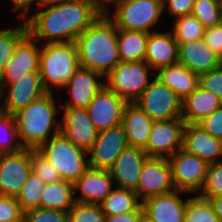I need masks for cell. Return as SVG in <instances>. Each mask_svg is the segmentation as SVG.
<instances>
[{
	"label": "cell",
	"mask_w": 222,
	"mask_h": 222,
	"mask_svg": "<svg viewBox=\"0 0 222 222\" xmlns=\"http://www.w3.org/2000/svg\"><path fill=\"white\" fill-rule=\"evenodd\" d=\"M37 151L57 170L62 180L72 184L89 168L88 152L74 145L62 133L50 138Z\"/></svg>",
	"instance_id": "5"
},
{
	"label": "cell",
	"mask_w": 222,
	"mask_h": 222,
	"mask_svg": "<svg viewBox=\"0 0 222 222\" xmlns=\"http://www.w3.org/2000/svg\"><path fill=\"white\" fill-rule=\"evenodd\" d=\"M68 222H105L100 204L76 202L67 212Z\"/></svg>",
	"instance_id": "37"
},
{
	"label": "cell",
	"mask_w": 222,
	"mask_h": 222,
	"mask_svg": "<svg viewBox=\"0 0 222 222\" xmlns=\"http://www.w3.org/2000/svg\"><path fill=\"white\" fill-rule=\"evenodd\" d=\"M127 146L126 134L121 124L99 131L96 141L88 151L89 167L109 170Z\"/></svg>",
	"instance_id": "14"
},
{
	"label": "cell",
	"mask_w": 222,
	"mask_h": 222,
	"mask_svg": "<svg viewBox=\"0 0 222 222\" xmlns=\"http://www.w3.org/2000/svg\"><path fill=\"white\" fill-rule=\"evenodd\" d=\"M27 33L26 22L15 28L0 30V75L13 57L16 45Z\"/></svg>",
	"instance_id": "33"
},
{
	"label": "cell",
	"mask_w": 222,
	"mask_h": 222,
	"mask_svg": "<svg viewBox=\"0 0 222 222\" xmlns=\"http://www.w3.org/2000/svg\"><path fill=\"white\" fill-rule=\"evenodd\" d=\"M10 2L13 5V11L15 12H20L21 14L18 15L20 16H28L29 9L33 3L36 2V0H10ZM23 11V12H21Z\"/></svg>",
	"instance_id": "47"
},
{
	"label": "cell",
	"mask_w": 222,
	"mask_h": 222,
	"mask_svg": "<svg viewBox=\"0 0 222 222\" xmlns=\"http://www.w3.org/2000/svg\"><path fill=\"white\" fill-rule=\"evenodd\" d=\"M184 193L188 192L175 190L144 200L143 214L154 222H184L189 200H182L181 195Z\"/></svg>",
	"instance_id": "20"
},
{
	"label": "cell",
	"mask_w": 222,
	"mask_h": 222,
	"mask_svg": "<svg viewBox=\"0 0 222 222\" xmlns=\"http://www.w3.org/2000/svg\"><path fill=\"white\" fill-rule=\"evenodd\" d=\"M113 183L109 170L89 167L73 183L74 200L80 203L100 204L111 193ZM77 190L81 193L80 197L75 196Z\"/></svg>",
	"instance_id": "21"
},
{
	"label": "cell",
	"mask_w": 222,
	"mask_h": 222,
	"mask_svg": "<svg viewBox=\"0 0 222 222\" xmlns=\"http://www.w3.org/2000/svg\"><path fill=\"white\" fill-rule=\"evenodd\" d=\"M168 161L176 190L198 194L205 182L209 164L184 149H179L168 158Z\"/></svg>",
	"instance_id": "10"
},
{
	"label": "cell",
	"mask_w": 222,
	"mask_h": 222,
	"mask_svg": "<svg viewBox=\"0 0 222 222\" xmlns=\"http://www.w3.org/2000/svg\"><path fill=\"white\" fill-rule=\"evenodd\" d=\"M36 42L29 33L18 42L13 57L0 75V85H8L25 73L39 72L41 48Z\"/></svg>",
	"instance_id": "16"
},
{
	"label": "cell",
	"mask_w": 222,
	"mask_h": 222,
	"mask_svg": "<svg viewBox=\"0 0 222 222\" xmlns=\"http://www.w3.org/2000/svg\"><path fill=\"white\" fill-rule=\"evenodd\" d=\"M191 15L206 28L220 25L222 20L221 2L217 0H195Z\"/></svg>",
	"instance_id": "34"
},
{
	"label": "cell",
	"mask_w": 222,
	"mask_h": 222,
	"mask_svg": "<svg viewBox=\"0 0 222 222\" xmlns=\"http://www.w3.org/2000/svg\"><path fill=\"white\" fill-rule=\"evenodd\" d=\"M185 121L182 118L154 121L144 150L149 157L169 158L183 146Z\"/></svg>",
	"instance_id": "12"
},
{
	"label": "cell",
	"mask_w": 222,
	"mask_h": 222,
	"mask_svg": "<svg viewBox=\"0 0 222 222\" xmlns=\"http://www.w3.org/2000/svg\"><path fill=\"white\" fill-rule=\"evenodd\" d=\"M92 1L103 13L108 10V4H115L118 0H90Z\"/></svg>",
	"instance_id": "49"
},
{
	"label": "cell",
	"mask_w": 222,
	"mask_h": 222,
	"mask_svg": "<svg viewBox=\"0 0 222 222\" xmlns=\"http://www.w3.org/2000/svg\"><path fill=\"white\" fill-rule=\"evenodd\" d=\"M126 104L124 99L104 85L86 110L95 127L101 131L121 124Z\"/></svg>",
	"instance_id": "17"
},
{
	"label": "cell",
	"mask_w": 222,
	"mask_h": 222,
	"mask_svg": "<svg viewBox=\"0 0 222 222\" xmlns=\"http://www.w3.org/2000/svg\"><path fill=\"white\" fill-rule=\"evenodd\" d=\"M175 190L168 158L149 157L143 165L135 190L140 201Z\"/></svg>",
	"instance_id": "11"
},
{
	"label": "cell",
	"mask_w": 222,
	"mask_h": 222,
	"mask_svg": "<svg viewBox=\"0 0 222 222\" xmlns=\"http://www.w3.org/2000/svg\"><path fill=\"white\" fill-rule=\"evenodd\" d=\"M105 216L121 215L132 211H143L142 202L135 191L116 187L100 203Z\"/></svg>",
	"instance_id": "29"
},
{
	"label": "cell",
	"mask_w": 222,
	"mask_h": 222,
	"mask_svg": "<svg viewBox=\"0 0 222 222\" xmlns=\"http://www.w3.org/2000/svg\"><path fill=\"white\" fill-rule=\"evenodd\" d=\"M120 61L144 60L147 53L148 33L117 29Z\"/></svg>",
	"instance_id": "28"
},
{
	"label": "cell",
	"mask_w": 222,
	"mask_h": 222,
	"mask_svg": "<svg viewBox=\"0 0 222 222\" xmlns=\"http://www.w3.org/2000/svg\"><path fill=\"white\" fill-rule=\"evenodd\" d=\"M74 203L73 184L60 180L45 186L41 194L40 207L68 212Z\"/></svg>",
	"instance_id": "30"
},
{
	"label": "cell",
	"mask_w": 222,
	"mask_h": 222,
	"mask_svg": "<svg viewBox=\"0 0 222 222\" xmlns=\"http://www.w3.org/2000/svg\"><path fill=\"white\" fill-rule=\"evenodd\" d=\"M153 122L136 103H127L121 125L125 131L128 146L145 150Z\"/></svg>",
	"instance_id": "25"
},
{
	"label": "cell",
	"mask_w": 222,
	"mask_h": 222,
	"mask_svg": "<svg viewBox=\"0 0 222 222\" xmlns=\"http://www.w3.org/2000/svg\"><path fill=\"white\" fill-rule=\"evenodd\" d=\"M182 149L197 155L208 164L222 161V158L219 159L222 157V140L211 136L198 124L186 123Z\"/></svg>",
	"instance_id": "22"
},
{
	"label": "cell",
	"mask_w": 222,
	"mask_h": 222,
	"mask_svg": "<svg viewBox=\"0 0 222 222\" xmlns=\"http://www.w3.org/2000/svg\"><path fill=\"white\" fill-rule=\"evenodd\" d=\"M151 67L145 60L133 62L120 61L105 76L107 87L127 103H134L149 86Z\"/></svg>",
	"instance_id": "7"
},
{
	"label": "cell",
	"mask_w": 222,
	"mask_h": 222,
	"mask_svg": "<svg viewBox=\"0 0 222 222\" xmlns=\"http://www.w3.org/2000/svg\"><path fill=\"white\" fill-rule=\"evenodd\" d=\"M197 124L211 136L222 140V105Z\"/></svg>",
	"instance_id": "43"
},
{
	"label": "cell",
	"mask_w": 222,
	"mask_h": 222,
	"mask_svg": "<svg viewBox=\"0 0 222 222\" xmlns=\"http://www.w3.org/2000/svg\"><path fill=\"white\" fill-rule=\"evenodd\" d=\"M222 194V161L209 164L206 179L198 196L210 199Z\"/></svg>",
	"instance_id": "38"
},
{
	"label": "cell",
	"mask_w": 222,
	"mask_h": 222,
	"mask_svg": "<svg viewBox=\"0 0 222 222\" xmlns=\"http://www.w3.org/2000/svg\"><path fill=\"white\" fill-rule=\"evenodd\" d=\"M22 148L23 146L19 141L16 130L14 116L0 111V154L14 153Z\"/></svg>",
	"instance_id": "36"
},
{
	"label": "cell",
	"mask_w": 222,
	"mask_h": 222,
	"mask_svg": "<svg viewBox=\"0 0 222 222\" xmlns=\"http://www.w3.org/2000/svg\"><path fill=\"white\" fill-rule=\"evenodd\" d=\"M79 67L75 42L46 43L41 47L39 74L47 92L62 88Z\"/></svg>",
	"instance_id": "4"
},
{
	"label": "cell",
	"mask_w": 222,
	"mask_h": 222,
	"mask_svg": "<svg viewBox=\"0 0 222 222\" xmlns=\"http://www.w3.org/2000/svg\"><path fill=\"white\" fill-rule=\"evenodd\" d=\"M199 86L217 95L222 102V64L216 69L199 75Z\"/></svg>",
	"instance_id": "41"
},
{
	"label": "cell",
	"mask_w": 222,
	"mask_h": 222,
	"mask_svg": "<svg viewBox=\"0 0 222 222\" xmlns=\"http://www.w3.org/2000/svg\"><path fill=\"white\" fill-rule=\"evenodd\" d=\"M53 96V92H47L13 115L23 148L37 150L50 138L60 133V121L56 120V114L60 110ZM52 129L53 134L50 135Z\"/></svg>",
	"instance_id": "3"
},
{
	"label": "cell",
	"mask_w": 222,
	"mask_h": 222,
	"mask_svg": "<svg viewBox=\"0 0 222 222\" xmlns=\"http://www.w3.org/2000/svg\"><path fill=\"white\" fill-rule=\"evenodd\" d=\"M80 67L101 73L104 77L120 62L117 28L104 13L77 38Z\"/></svg>",
	"instance_id": "2"
},
{
	"label": "cell",
	"mask_w": 222,
	"mask_h": 222,
	"mask_svg": "<svg viewBox=\"0 0 222 222\" xmlns=\"http://www.w3.org/2000/svg\"><path fill=\"white\" fill-rule=\"evenodd\" d=\"M27 222H68L66 211L37 207L24 213Z\"/></svg>",
	"instance_id": "40"
},
{
	"label": "cell",
	"mask_w": 222,
	"mask_h": 222,
	"mask_svg": "<svg viewBox=\"0 0 222 222\" xmlns=\"http://www.w3.org/2000/svg\"><path fill=\"white\" fill-rule=\"evenodd\" d=\"M31 172L46 184L62 180L57 170L37 150L31 149Z\"/></svg>",
	"instance_id": "39"
},
{
	"label": "cell",
	"mask_w": 222,
	"mask_h": 222,
	"mask_svg": "<svg viewBox=\"0 0 222 222\" xmlns=\"http://www.w3.org/2000/svg\"><path fill=\"white\" fill-rule=\"evenodd\" d=\"M64 108L60 133L77 147L88 152L98 137L99 130L88 116L86 108Z\"/></svg>",
	"instance_id": "15"
},
{
	"label": "cell",
	"mask_w": 222,
	"mask_h": 222,
	"mask_svg": "<svg viewBox=\"0 0 222 222\" xmlns=\"http://www.w3.org/2000/svg\"><path fill=\"white\" fill-rule=\"evenodd\" d=\"M172 28L178 44L203 39L205 33L203 25L191 14L176 18Z\"/></svg>",
	"instance_id": "32"
},
{
	"label": "cell",
	"mask_w": 222,
	"mask_h": 222,
	"mask_svg": "<svg viewBox=\"0 0 222 222\" xmlns=\"http://www.w3.org/2000/svg\"><path fill=\"white\" fill-rule=\"evenodd\" d=\"M63 1H66V0H36V3H37V7H40V6H45V5H49V4H54V3H61Z\"/></svg>",
	"instance_id": "50"
},
{
	"label": "cell",
	"mask_w": 222,
	"mask_h": 222,
	"mask_svg": "<svg viewBox=\"0 0 222 222\" xmlns=\"http://www.w3.org/2000/svg\"><path fill=\"white\" fill-rule=\"evenodd\" d=\"M148 158L143 149L127 146L109 169L116 187L135 191L143 165Z\"/></svg>",
	"instance_id": "19"
},
{
	"label": "cell",
	"mask_w": 222,
	"mask_h": 222,
	"mask_svg": "<svg viewBox=\"0 0 222 222\" xmlns=\"http://www.w3.org/2000/svg\"><path fill=\"white\" fill-rule=\"evenodd\" d=\"M152 70L178 62V43L172 31L148 34L147 53L144 59Z\"/></svg>",
	"instance_id": "24"
},
{
	"label": "cell",
	"mask_w": 222,
	"mask_h": 222,
	"mask_svg": "<svg viewBox=\"0 0 222 222\" xmlns=\"http://www.w3.org/2000/svg\"><path fill=\"white\" fill-rule=\"evenodd\" d=\"M178 62L201 75L222 64V59L205 43L204 39L178 44Z\"/></svg>",
	"instance_id": "23"
},
{
	"label": "cell",
	"mask_w": 222,
	"mask_h": 222,
	"mask_svg": "<svg viewBox=\"0 0 222 222\" xmlns=\"http://www.w3.org/2000/svg\"><path fill=\"white\" fill-rule=\"evenodd\" d=\"M23 214L16 197L0 195V222L14 221Z\"/></svg>",
	"instance_id": "42"
},
{
	"label": "cell",
	"mask_w": 222,
	"mask_h": 222,
	"mask_svg": "<svg viewBox=\"0 0 222 222\" xmlns=\"http://www.w3.org/2000/svg\"><path fill=\"white\" fill-rule=\"evenodd\" d=\"M195 0H162L163 12L168 11L172 16L178 18L184 15H190Z\"/></svg>",
	"instance_id": "44"
},
{
	"label": "cell",
	"mask_w": 222,
	"mask_h": 222,
	"mask_svg": "<svg viewBox=\"0 0 222 222\" xmlns=\"http://www.w3.org/2000/svg\"><path fill=\"white\" fill-rule=\"evenodd\" d=\"M221 105L217 95L198 86L182 101V119L187 124H197Z\"/></svg>",
	"instance_id": "26"
},
{
	"label": "cell",
	"mask_w": 222,
	"mask_h": 222,
	"mask_svg": "<svg viewBox=\"0 0 222 222\" xmlns=\"http://www.w3.org/2000/svg\"><path fill=\"white\" fill-rule=\"evenodd\" d=\"M209 201L215 210V214L222 222V194L210 198Z\"/></svg>",
	"instance_id": "48"
},
{
	"label": "cell",
	"mask_w": 222,
	"mask_h": 222,
	"mask_svg": "<svg viewBox=\"0 0 222 222\" xmlns=\"http://www.w3.org/2000/svg\"><path fill=\"white\" fill-rule=\"evenodd\" d=\"M184 222H221L208 199L200 196L189 198Z\"/></svg>",
	"instance_id": "35"
},
{
	"label": "cell",
	"mask_w": 222,
	"mask_h": 222,
	"mask_svg": "<svg viewBox=\"0 0 222 222\" xmlns=\"http://www.w3.org/2000/svg\"><path fill=\"white\" fill-rule=\"evenodd\" d=\"M140 222H154V221H152L151 219L147 218V217L143 214Z\"/></svg>",
	"instance_id": "52"
},
{
	"label": "cell",
	"mask_w": 222,
	"mask_h": 222,
	"mask_svg": "<svg viewBox=\"0 0 222 222\" xmlns=\"http://www.w3.org/2000/svg\"><path fill=\"white\" fill-rule=\"evenodd\" d=\"M39 10L24 21L28 33L38 42H75L76 38L102 14L90 0H66L38 7Z\"/></svg>",
	"instance_id": "1"
},
{
	"label": "cell",
	"mask_w": 222,
	"mask_h": 222,
	"mask_svg": "<svg viewBox=\"0 0 222 222\" xmlns=\"http://www.w3.org/2000/svg\"><path fill=\"white\" fill-rule=\"evenodd\" d=\"M134 103L153 121L182 118V100L156 76Z\"/></svg>",
	"instance_id": "8"
},
{
	"label": "cell",
	"mask_w": 222,
	"mask_h": 222,
	"mask_svg": "<svg viewBox=\"0 0 222 222\" xmlns=\"http://www.w3.org/2000/svg\"><path fill=\"white\" fill-rule=\"evenodd\" d=\"M47 184L37 177L34 173H30L26 183L16 196L17 202L23 213L28 210L40 207L41 194Z\"/></svg>",
	"instance_id": "31"
},
{
	"label": "cell",
	"mask_w": 222,
	"mask_h": 222,
	"mask_svg": "<svg viewBox=\"0 0 222 222\" xmlns=\"http://www.w3.org/2000/svg\"><path fill=\"white\" fill-rule=\"evenodd\" d=\"M104 76L94 70L78 67L70 80L62 87L67 88L71 101L67 100L60 107L87 108L106 83ZM100 79V81H99Z\"/></svg>",
	"instance_id": "18"
},
{
	"label": "cell",
	"mask_w": 222,
	"mask_h": 222,
	"mask_svg": "<svg viewBox=\"0 0 222 222\" xmlns=\"http://www.w3.org/2000/svg\"><path fill=\"white\" fill-rule=\"evenodd\" d=\"M143 211H132L121 215L106 216L105 222H140Z\"/></svg>",
	"instance_id": "46"
},
{
	"label": "cell",
	"mask_w": 222,
	"mask_h": 222,
	"mask_svg": "<svg viewBox=\"0 0 222 222\" xmlns=\"http://www.w3.org/2000/svg\"><path fill=\"white\" fill-rule=\"evenodd\" d=\"M155 76L182 101L199 86V75L179 62L160 68Z\"/></svg>",
	"instance_id": "27"
},
{
	"label": "cell",
	"mask_w": 222,
	"mask_h": 222,
	"mask_svg": "<svg viewBox=\"0 0 222 222\" xmlns=\"http://www.w3.org/2000/svg\"><path fill=\"white\" fill-rule=\"evenodd\" d=\"M114 16L109 17L117 29L151 33L150 28L157 24L163 13L162 0H118Z\"/></svg>",
	"instance_id": "6"
},
{
	"label": "cell",
	"mask_w": 222,
	"mask_h": 222,
	"mask_svg": "<svg viewBox=\"0 0 222 222\" xmlns=\"http://www.w3.org/2000/svg\"><path fill=\"white\" fill-rule=\"evenodd\" d=\"M203 39L206 45L222 59V25L206 28Z\"/></svg>",
	"instance_id": "45"
},
{
	"label": "cell",
	"mask_w": 222,
	"mask_h": 222,
	"mask_svg": "<svg viewBox=\"0 0 222 222\" xmlns=\"http://www.w3.org/2000/svg\"><path fill=\"white\" fill-rule=\"evenodd\" d=\"M31 173V149L0 154V195L16 197Z\"/></svg>",
	"instance_id": "13"
},
{
	"label": "cell",
	"mask_w": 222,
	"mask_h": 222,
	"mask_svg": "<svg viewBox=\"0 0 222 222\" xmlns=\"http://www.w3.org/2000/svg\"><path fill=\"white\" fill-rule=\"evenodd\" d=\"M11 222H27V219H26L25 215L23 214L20 218L14 220V221H11Z\"/></svg>",
	"instance_id": "51"
},
{
	"label": "cell",
	"mask_w": 222,
	"mask_h": 222,
	"mask_svg": "<svg viewBox=\"0 0 222 222\" xmlns=\"http://www.w3.org/2000/svg\"><path fill=\"white\" fill-rule=\"evenodd\" d=\"M46 93L39 72L25 73L8 85H0V111L14 115Z\"/></svg>",
	"instance_id": "9"
}]
</instances>
